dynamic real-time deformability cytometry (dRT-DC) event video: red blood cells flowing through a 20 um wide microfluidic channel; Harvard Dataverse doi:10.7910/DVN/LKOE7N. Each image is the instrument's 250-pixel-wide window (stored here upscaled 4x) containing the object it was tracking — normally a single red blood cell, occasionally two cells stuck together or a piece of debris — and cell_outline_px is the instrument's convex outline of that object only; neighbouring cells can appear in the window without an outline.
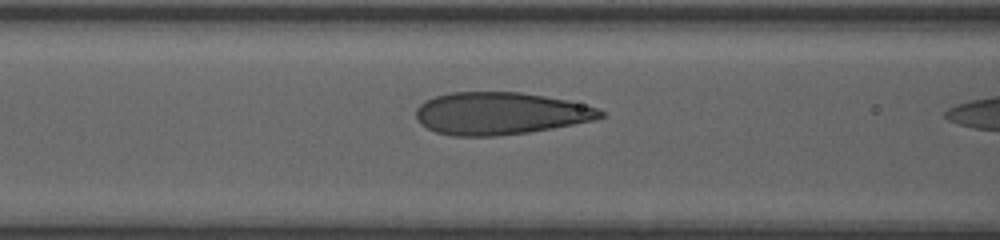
{"species": "human", "species_latin": "Homo sapiens", "temperature_condition": "room temperature", "stored_images_in_passage": 20, "camera_frame_rate_fps": 3000, "um_per_image_px": 0.085, "donor": {"sex": "female"}, "frame": {"image": 1, "passage_image": 19, "time_ms": 6.0, "image_size_px": [1000, 240], "cell_outline_px": [[604, 116], [592, 120], [552, 128], [528, 132], [496, 136], [452, 136], [436, 132], [420, 124], [416, 116], [416, 108], [424, 100], [436, 96], [452, 92], [520, 92], [568, 100], [596, 108], [604, 112]], "centroid_in_image_um": [42.47, 9.64], "position_along_channel_um": 124.1, "area_um2": 45.32}}